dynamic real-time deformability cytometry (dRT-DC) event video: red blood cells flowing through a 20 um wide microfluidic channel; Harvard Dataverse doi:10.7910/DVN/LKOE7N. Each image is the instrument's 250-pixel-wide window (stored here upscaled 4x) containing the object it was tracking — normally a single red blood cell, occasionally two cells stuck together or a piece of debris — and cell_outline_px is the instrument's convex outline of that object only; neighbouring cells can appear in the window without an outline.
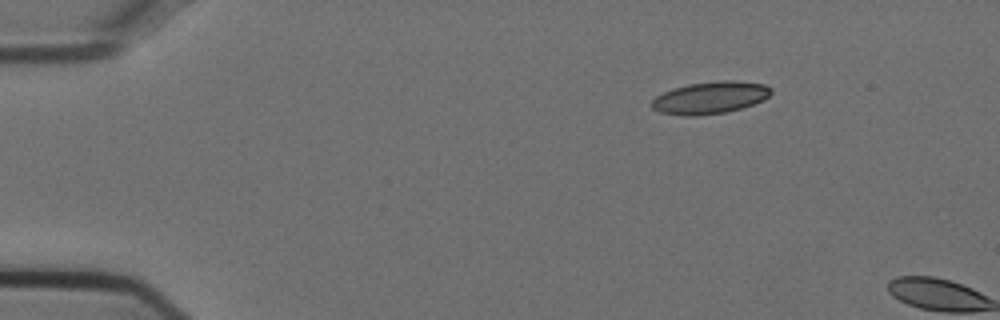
{"species": "Egyptian fruit bat (a non-hibernating species)", "species_latin": "Rousettus aegyptiacus", "temperature_condition": "cold", "stored_images_in_passage": 3, "camera_frame_rate_fps": 3000, "um_per_image_px": 0.085, "animal": {"sex": "female"}, "frame": {"image": 1, "passage_image": 1, "time_ms": 0.0, "image_size_px": [1000, 320], "cell_outline_px": [[772, 92], [764, 100], [740, 108], [724, 112], [696, 116], [684, 116], [660, 112], [652, 108], [652, 100], [656, 96], [672, 88], [688, 84], [720, 80], [736, 80], [764, 84], [772, 88]], "centroid_in_image_um": [60.36, 8.29], "position_along_channel_um": 24.6, "area_um2": 22.37}}